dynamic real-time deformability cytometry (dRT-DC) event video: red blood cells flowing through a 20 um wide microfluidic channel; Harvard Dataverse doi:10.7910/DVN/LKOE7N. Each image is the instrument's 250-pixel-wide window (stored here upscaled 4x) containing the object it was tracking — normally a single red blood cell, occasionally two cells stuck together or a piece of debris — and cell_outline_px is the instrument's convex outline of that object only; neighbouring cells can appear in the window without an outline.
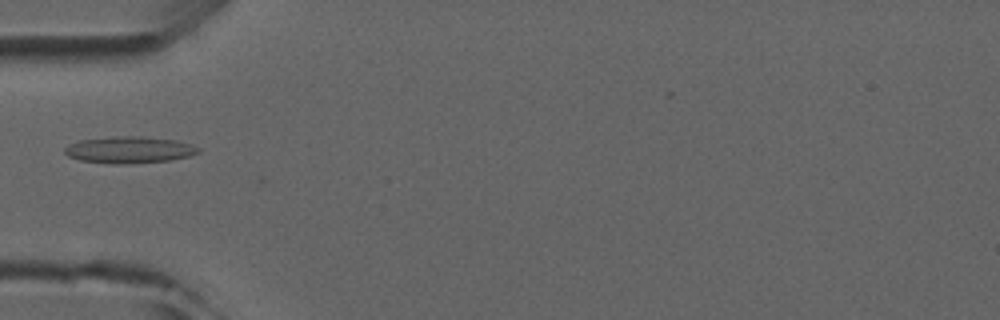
{"species": "common noctule bat (a hibernating species)", "species_latin": "Nyctalus noctula", "temperature_condition": "room temperature", "stored_images_in_passage": 5, "camera_frame_rate_fps": 3000, "um_per_image_px": 0.085, "animal": {"sex": "male", "forearm_length_mm": 52.5}, "frame": {"image": 1, "passage_image": 5, "time_ms": 4.333, "image_size_px": [1000, 320], "cell_outline_px": [[200, 152], [188, 156], [172, 160], [124, 164], [112, 164], [80, 160], [68, 156], [64, 152], [64, 148], [68, 144], [80, 140], [116, 136], [140, 136], [176, 140], [192, 144], [200, 148]], "centroid_in_image_um": [10.99, 12.73], "position_along_channel_um": 74.0, "area_um2": 20.87}}